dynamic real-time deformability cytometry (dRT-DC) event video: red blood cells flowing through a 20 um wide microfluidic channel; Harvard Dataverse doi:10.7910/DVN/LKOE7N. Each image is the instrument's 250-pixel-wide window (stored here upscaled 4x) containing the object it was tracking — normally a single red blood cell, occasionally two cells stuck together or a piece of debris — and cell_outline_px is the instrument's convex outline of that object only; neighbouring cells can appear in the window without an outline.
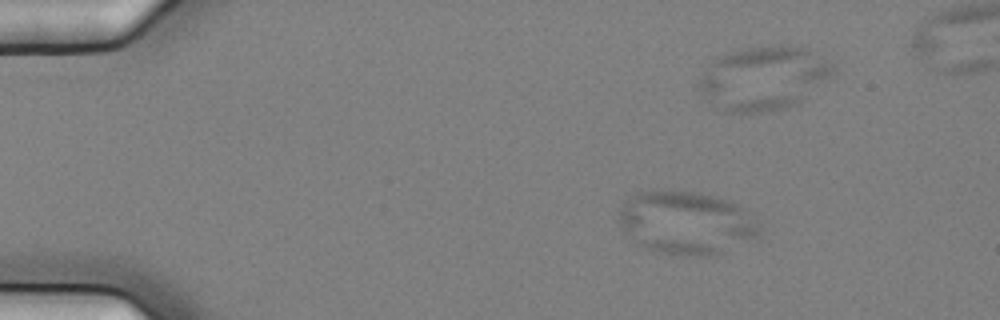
{"species": "common noctule bat (a hibernating species)", "species_latin": "Nyctalus noctula", "temperature_condition": "cold", "stored_images_in_passage": 11, "camera_frame_rate_fps": 3000, "um_per_image_px": 0.085, "animal": {"sex": "female", "body_mass_g": 25.1}, "frame": {"image": 1, "passage_image": 4, "time_ms": 1.0, "image_size_px": [1000, 320], "cell_outline_px": [[760, 228], [756, 236], [716, 256], [676, 256], [652, 252], [636, 244], [620, 228], [616, 220], [616, 216], [620, 208], [636, 192], [700, 192], [716, 196], [728, 200], [736, 204], [760, 224]], "centroid_in_image_um": [58.26, 18.98], "position_along_channel_um": 26.7, "area_um2": 51.85}}